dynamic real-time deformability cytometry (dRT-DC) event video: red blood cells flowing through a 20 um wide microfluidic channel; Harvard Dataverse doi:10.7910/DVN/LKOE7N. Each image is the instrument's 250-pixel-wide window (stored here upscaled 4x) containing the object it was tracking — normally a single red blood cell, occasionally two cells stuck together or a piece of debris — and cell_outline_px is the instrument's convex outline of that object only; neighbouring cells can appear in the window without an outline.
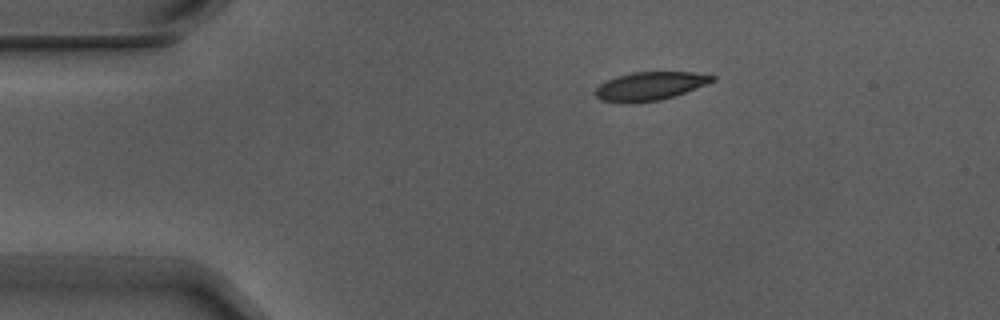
{"species": "Egyptian fruit bat (a non-hibernating species)", "species_latin": "Rousettus aegyptiacus", "temperature_condition": "warm", "stored_images_in_passage": 2, "camera_frame_rate_fps": 3000, "um_per_image_px": 0.085, "animal": {"sex": "male"}, "frame": {"image": 1, "passage_image": 1, "time_ms": 0.0, "image_size_px": [1000, 320], "cell_outline_px": [[716, 80], [684, 92], [660, 100], [632, 104], [624, 104], [600, 100], [596, 96], [596, 88], [600, 84], [616, 76], [632, 72], [692, 72], [716, 76]], "centroid_in_image_um": [55.2, 7.33], "position_along_channel_um": 29.8, "area_um2": 19.36}}